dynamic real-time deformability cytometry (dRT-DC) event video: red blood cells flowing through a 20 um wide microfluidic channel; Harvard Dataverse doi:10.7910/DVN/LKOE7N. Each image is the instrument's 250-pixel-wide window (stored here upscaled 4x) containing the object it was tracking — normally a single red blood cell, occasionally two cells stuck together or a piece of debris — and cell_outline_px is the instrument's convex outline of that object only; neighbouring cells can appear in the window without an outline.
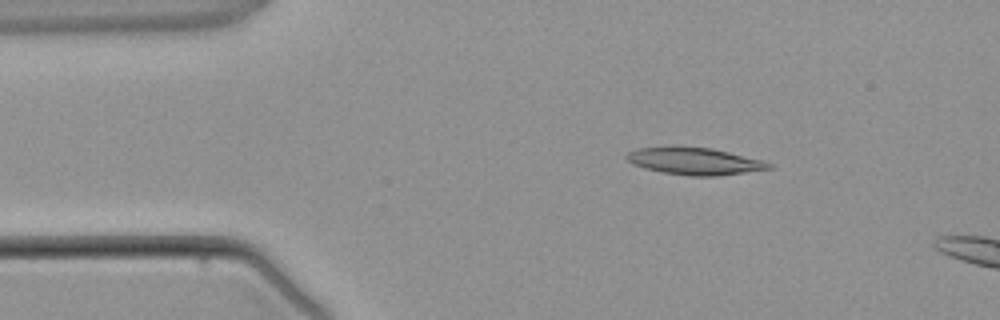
{"species": "common noctule bat (a hibernating species)", "species_latin": "Nyctalus noctula", "temperature_condition": "warm", "stored_images_in_passage": 3, "camera_frame_rate_fps": 3000, "um_per_image_px": 0.085, "animal": {"sex": "male", "body_mass_g": 21.5, "forearm_length_mm": 52.0}, "frame": {"image": 1, "passage_image": 2, "time_ms": 1.0, "image_size_px": [1000, 320], "cell_outline_px": [[772, 168], [716, 176], [692, 176], [664, 172], [644, 168], [632, 164], [624, 156], [628, 152], [636, 148], [668, 144], [676, 144], [712, 148], [764, 160], [772, 164]], "centroid_in_image_um": [58.97, 13.65], "position_along_channel_um": 26.0, "area_um2": 23.12}}